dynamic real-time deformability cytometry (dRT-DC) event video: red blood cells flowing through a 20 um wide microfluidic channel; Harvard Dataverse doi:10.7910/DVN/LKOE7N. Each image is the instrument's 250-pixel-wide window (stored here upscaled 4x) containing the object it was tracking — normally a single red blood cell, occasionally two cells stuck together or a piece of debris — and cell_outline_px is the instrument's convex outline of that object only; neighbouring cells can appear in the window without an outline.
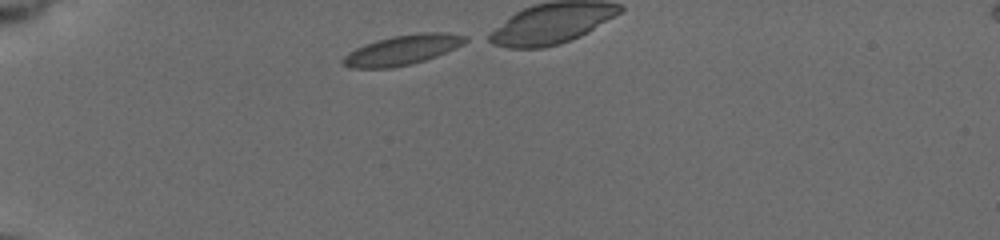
{"species": "common noctule bat (a hibernating species)", "species_latin": "Nyctalus noctula", "temperature_condition": "cold", "stored_images_in_passage": 12, "camera_frame_rate_fps": 3000, "um_per_image_px": 0.085, "animal": {"sex": "female", "body_mass_g": 19.5, "forearm_length_mm": 54.1}, "frame": {"image": 1, "passage_image": 1, "time_ms": 0.0, "image_size_px": [1000, 240], "cell_outline_px": [[472, 40], [464, 44], [436, 56], [412, 64], [392, 68], [352, 68], [340, 64], [340, 60], [348, 52], [364, 44], [376, 40], [392, 36], [416, 32], [448, 32], [468, 36]], "centroid_in_image_um": [34.22, 4.23], "position_along_channel_um": 50.8, "area_um2": 21.73}}
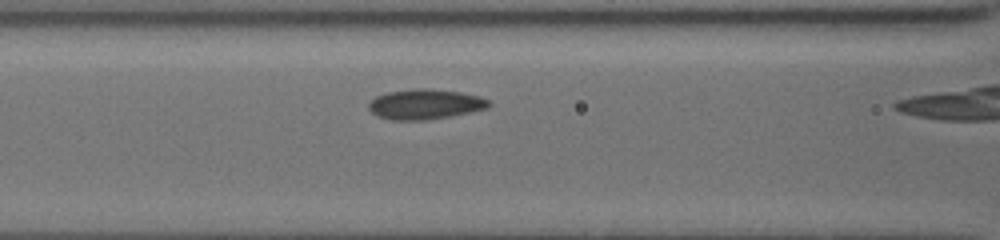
{"frame": {"image": 2, "passage_image": 11, "time_ms": 3.0, "image_size_px": [1000, 240], "cell_outline_px": [[492, 104], [488, 108], [472, 112], [452, 116], [420, 120], [392, 120], [380, 116], [372, 112], [368, 108], [368, 104], [376, 96], [388, 92], [412, 88], [428, 88], [460, 92], [480, 96], [488, 100]], "centroid_in_image_um": [36.17, 8.85], "position_along_channel_um": 130.4, "area_um2": 21.1}}